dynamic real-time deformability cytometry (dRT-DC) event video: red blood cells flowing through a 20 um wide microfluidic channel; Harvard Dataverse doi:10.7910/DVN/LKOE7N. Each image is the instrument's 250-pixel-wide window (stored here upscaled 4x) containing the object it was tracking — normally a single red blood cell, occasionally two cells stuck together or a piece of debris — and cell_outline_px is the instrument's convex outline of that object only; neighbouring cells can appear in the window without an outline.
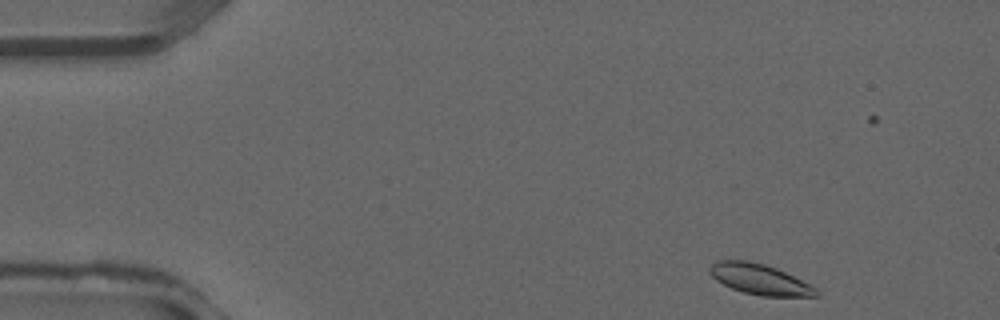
{"species": "common noctule bat (a hibernating species)", "species_latin": "Nyctalus noctula", "temperature_condition": "warm", "stored_images_in_passage": 37, "segment_of_instrument_passage": [1, 2], "camera_frame_rate_fps": 3000, "um_per_image_px": 0.085, "animal": {"sex": "male", "forearm_length_mm": 52.5}, "frame": {"image": 1, "passage_image": 2, "time_ms": 0.333, "image_size_px": [1000, 320], "cell_outline_px": [[820, 296], [760, 296], [744, 292], [732, 288], [716, 280], [708, 272], [708, 268], [712, 264], [720, 260], [748, 260], [764, 264], [776, 268], [816, 288], [820, 292]], "centroid_in_image_um": [64.55, 23.74], "position_along_channel_um": 20.4, "area_um2": 18.73}}
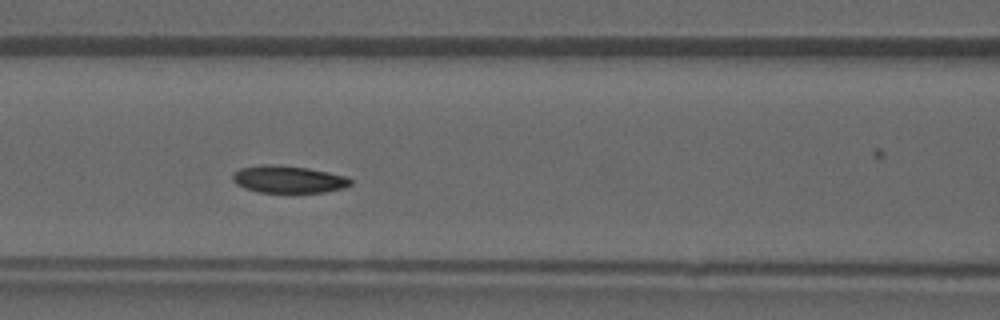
{"frame": {"image": 2, "passage_image": 14, "time_ms": 4.333, "image_size_px": [1000, 320], "cell_outline_px": [[352, 184], [344, 188], [324, 192], [256, 192], [244, 188], [236, 184], [232, 180], [232, 176], [240, 168], [264, 164], [272, 164], [308, 168], [328, 172], [344, 176], [352, 180]], "centroid_in_image_um": [24.5, 15.24], "position_along_channel_um": 142.1, "area_um2": 18.67}}
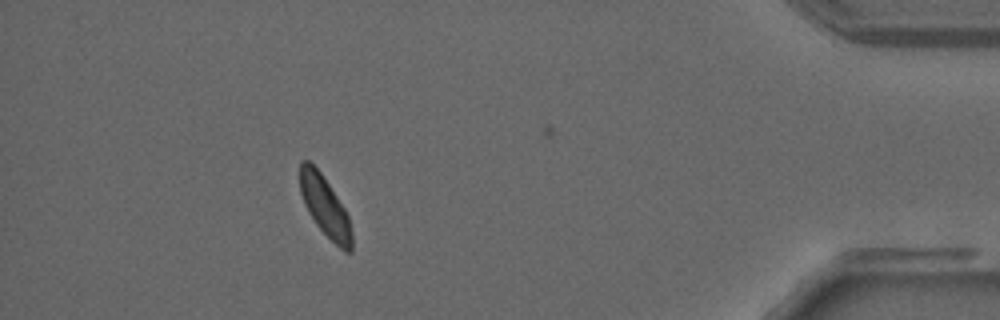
{"frame": {"image": 3, "passage_image": 32, "time_ms": 10.333, "image_size_px": [1000, 320], "cell_outline_px": [[352, 252], [344, 252], [316, 224], [308, 212], [304, 204], [300, 192], [300, 160], [308, 160], [320, 172], [344, 208], [348, 216], [352, 232]], "centroid_in_image_um": [27.61, 17.55], "position_along_channel_um": 407.6, "area_um2": 17.86}}